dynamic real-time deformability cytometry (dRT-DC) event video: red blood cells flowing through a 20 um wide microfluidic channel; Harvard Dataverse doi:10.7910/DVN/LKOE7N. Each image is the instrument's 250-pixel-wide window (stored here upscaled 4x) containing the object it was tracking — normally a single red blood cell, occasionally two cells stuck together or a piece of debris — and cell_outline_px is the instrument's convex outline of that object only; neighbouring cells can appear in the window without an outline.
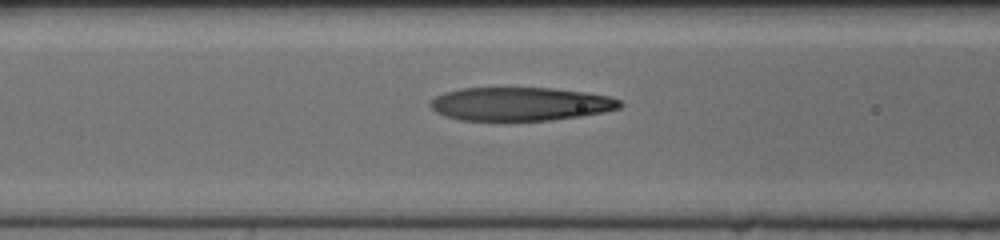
{"species": "human", "species_latin": "Homo sapiens", "temperature_condition": "cold", "stored_images_in_passage": 21, "camera_frame_rate_fps": 3000, "um_per_image_px": 0.085, "donor": {"sex": "female"}, "frame": {"image": 1, "passage_image": 16, "time_ms": 5.0, "image_size_px": [1000, 240], "cell_outline_px": [[624, 104], [620, 108], [604, 112], [580, 116], [552, 120], [504, 124], [500, 124], [460, 120], [444, 116], [436, 112], [428, 104], [436, 96], [444, 92], [460, 88], [552, 88], [584, 92], [608, 96], [620, 100]], "centroid_in_image_um": [44.17, 8.89], "position_along_channel_um": 122.4, "area_um2": 38.38}}
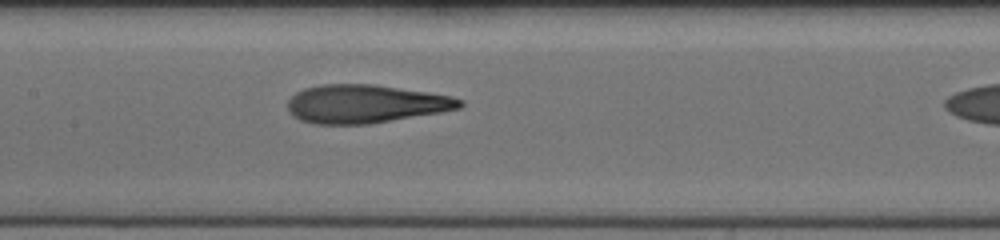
{"frame": {"image": 2, "passage_image": 20, "time_ms": 6.333, "image_size_px": [1000, 240], "cell_outline_px": [[464, 104], [460, 108], [440, 112], [368, 124], [312, 124], [300, 120], [292, 116], [288, 112], [288, 100], [296, 92], [304, 88], [320, 84], [376, 84], [428, 92], [452, 96], [464, 100]], "centroid_in_image_um": [31.04, 8.82], "position_along_channel_um": 176.4, "area_um2": 38.67}}